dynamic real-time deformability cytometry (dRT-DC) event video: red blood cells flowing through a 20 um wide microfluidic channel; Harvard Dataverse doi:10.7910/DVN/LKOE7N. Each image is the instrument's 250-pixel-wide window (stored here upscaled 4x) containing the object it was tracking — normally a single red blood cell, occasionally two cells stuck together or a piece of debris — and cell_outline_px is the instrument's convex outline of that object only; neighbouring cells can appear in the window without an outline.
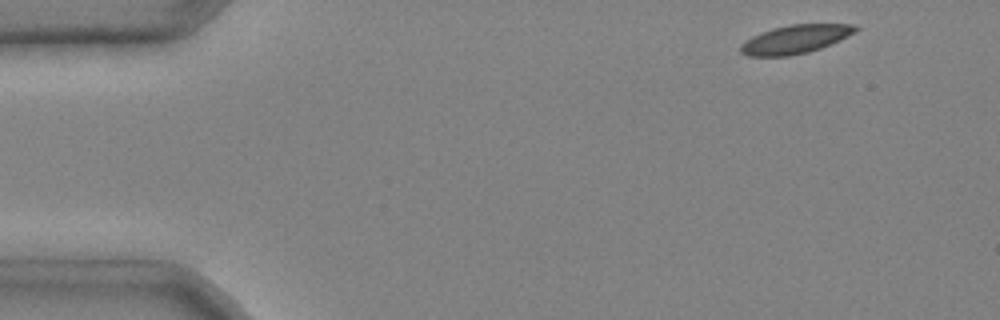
{"species": "common noctule bat (a hibernating species)", "species_latin": "Nyctalus noctula", "temperature_condition": "cold", "stored_images_in_passage": 3, "camera_frame_rate_fps": 3000, "um_per_image_px": 0.085, "animal": {"sex": "male", "body_mass_g": 20.4}, "frame": {"image": 1, "passage_image": 1, "time_ms": 0.0, "image_size_px": [1000, 320], "cell_outline_px": [[860, 28], [856, 32], [840, 40], [820, 48], [808, 52], [788, 56], [748, 56], [740, 52], [740, 44], [752, 36], [760, 32], [772, 28], [788, 24], [856, 24]], "centroid_in_image_um": [67.6, 3.32], "position_along_channel_um": 17.4, "area_um2": 19.25}}